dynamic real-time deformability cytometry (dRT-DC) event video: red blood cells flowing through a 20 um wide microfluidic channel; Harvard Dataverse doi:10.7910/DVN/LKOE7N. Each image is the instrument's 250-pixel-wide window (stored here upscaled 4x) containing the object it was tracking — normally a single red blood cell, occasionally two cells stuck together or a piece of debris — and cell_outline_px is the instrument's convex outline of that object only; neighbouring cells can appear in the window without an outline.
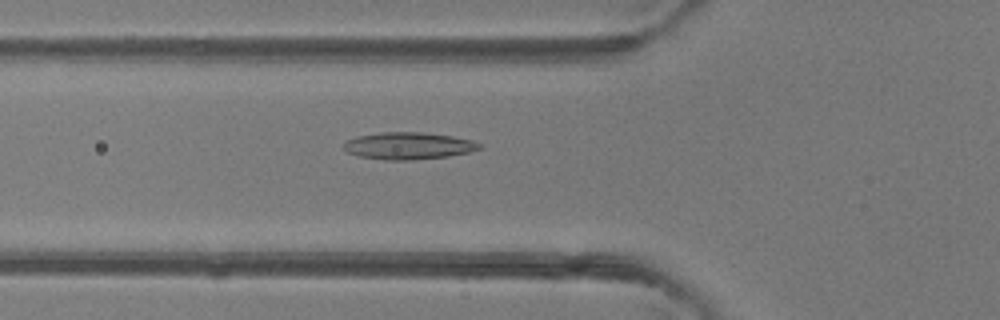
{"species": "common noctule bat (a hibernating species)", "species_latin": "Nyctalus noctula", "temperature_condition": "room temperature", "stored_images_in_passage": 36, "camera_frame_rate_fps": 3000, "um_per_image_px": 0.085, "animal": {"sex": "female"}, "frame": {"image": 1, "passage_image": 4, "time_ms": 1.0, "image_size_px": [1000, 320], "cell_outline_px": [[484, 148], [468, 152], [448, 156], [412, 160], [384, 160], [360, 156], [348, 152], [340, 148], [344, 140], [356, 136], [380, 132], [424, 132], [452, 136], [472, 140], [480, 144]], "centroid_in_image_um": [34.66, 12.39], "position_along_channel_um": 91.1, "area_um2": 21.68}}
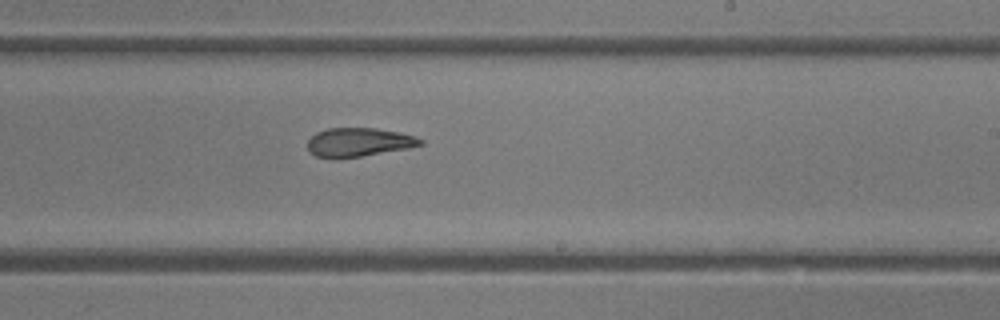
{"frame": {"image": 2, "passage_image": 16, "time_ms": 5.0, "image_size_px": [1000, 320], "cell_outline_px": [[424, 144], [408, 148], [360, 156], [332, 160], [316, 156], [308, 152], [308, 140], [316, 132], [328, 128], [376, 128], [400, 132], [416, 136], [424, 140]], "centroid_in_image_um": [30.47, 12.1], "position_along_channel_um": 258.5, "area_um2": 19.19}}
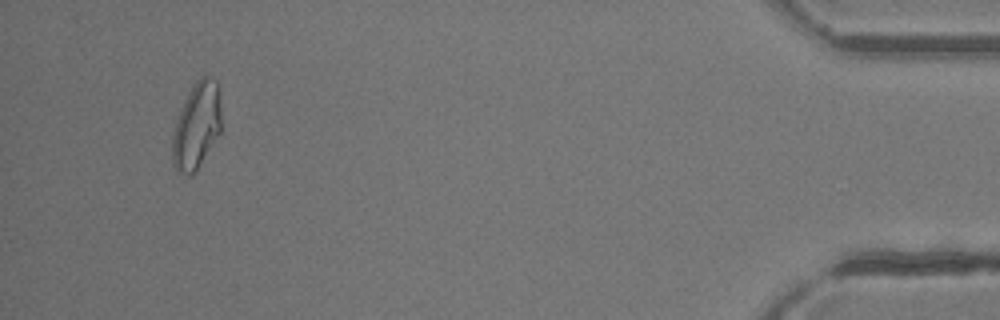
{"frame": {"image": 3, "passage_image": 33, "time_ms": 10.667, "image_size_px": [1000, 320], "cell_outline_px": [[220, 132], [196, 172], [188, 176], [184, 176], [172, 164], [172, 136], [176, 120], [180, 108], [192, 84], [200, 76], [212, 76], [216, 80], [220, 108]], "centroid_in_image_um": [16.68, 10.69], "position_along_channel_um": 418.5, "area_um2": 24.74}, "authors_computed_cell_mechanics": {"area_um2": 20.6924, "velocity_mm_per_s": 4.1836, "shape_relaxation_time_tau1_ms": null, "shape_relaxation_time_tau2_ms": 4.7668, "deformation_change_tau1": null, "deformation_change_tau2": 0.141}}